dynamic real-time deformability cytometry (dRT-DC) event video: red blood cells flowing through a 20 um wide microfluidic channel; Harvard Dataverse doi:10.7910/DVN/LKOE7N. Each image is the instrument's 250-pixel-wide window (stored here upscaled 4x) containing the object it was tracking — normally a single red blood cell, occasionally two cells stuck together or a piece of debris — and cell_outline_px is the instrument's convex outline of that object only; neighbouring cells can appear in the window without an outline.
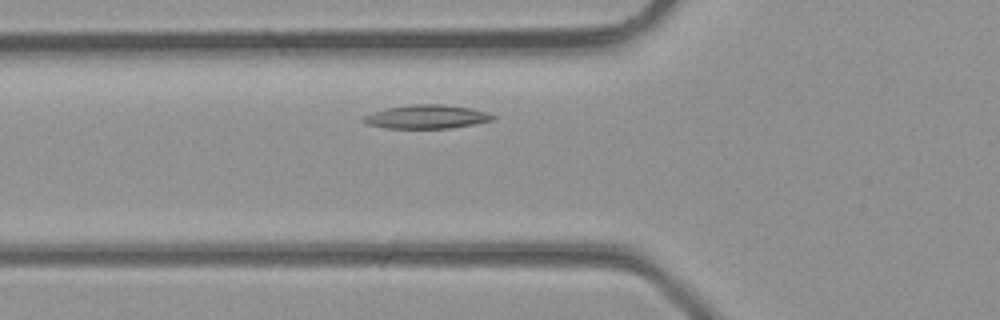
{"species": "common noctule bat (a hibernating species)", "species_latin": "Nyctalus noctula", "temperature_condition": "room temperature", "stored_images_in_passage": 4, "camera_frame_rate_fps": 3000, "um_per_image_px": 0.085, "animal": {"sex": "male", "body_mass_g": 23.1, "forearm_length_mm": 52.7}, "frame": {"image": 1, "passage_image": 3, "time_ms": 0.667, "image_size_px": [1000, 320], "cell_outline_px": [[496, 120], [452, 128], [384, 128], [368, 124], [360, 120], [360, 116], [384, 108], [412, 104], [444, 104], [472, 108], [496, 116]], "centroid_in_image_um": [36.23, 9.92], "position_along_channel_um": 89.6, "area_um2": 18.15}}